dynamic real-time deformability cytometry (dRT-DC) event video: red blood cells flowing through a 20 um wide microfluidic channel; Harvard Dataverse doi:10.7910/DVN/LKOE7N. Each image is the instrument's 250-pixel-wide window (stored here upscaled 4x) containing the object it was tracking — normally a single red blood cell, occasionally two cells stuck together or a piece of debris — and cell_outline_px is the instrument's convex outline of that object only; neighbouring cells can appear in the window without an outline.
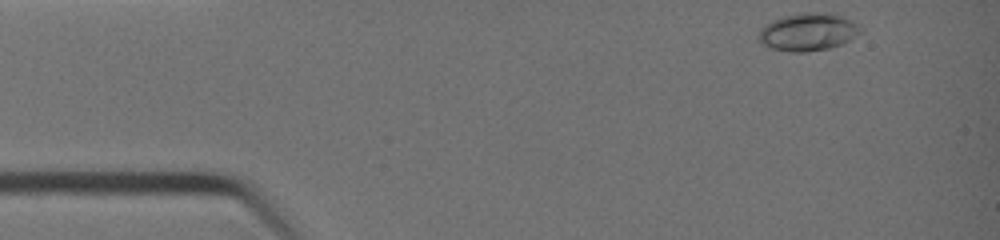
{"species": "common noctule bat (a hibernating species)", "species_latin": "Nyctalus noctula", "temperature_condition": "warm", "stored_images_in_passage": 32, "camera_frame_rate_fps": 3000, "um_per_image_px": 0.085, "animal": {"sex": "female", "body_mass_g": 19.0, "forearm_length_mm": 51.5}, "frame": {"image": 1, "passage_image": 1, "time_ms": 0.0, "image_size_px": [1000, 240], "cell_outline_px": [[860, 32], [844, 44], [828, 48], [808, 52], [788, 52], [764, 48], [760, 44], [760, 28], [764, 24], [780, 16], [800, 12], [832, 12], [852, 20], [860, 24]], "centroid_in_image_um": [68.65, 2.71], "position_along_channel_um": 16.4, "area_um2": 23.0}}
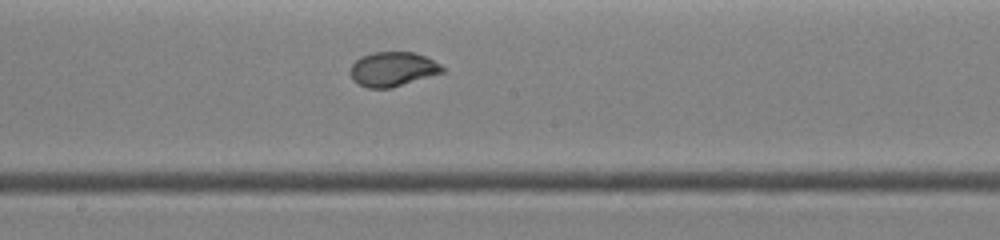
{"frame": {"image": 2, "passage_image": 19, "time_ms": 6.0, "image_size_px": [1000, 240], "cell_outline_px": [[448, 68], [444, 72], [392, 88], [368, 88], [352, 80], [348, 72], [352, 64], [360, 56], [372, 52], [412, 52], [424, 56]], "centroid_in_image_um": [33.37, 5.88], "position_along_channel_um": 214.8, "area_um2": 18.67}}
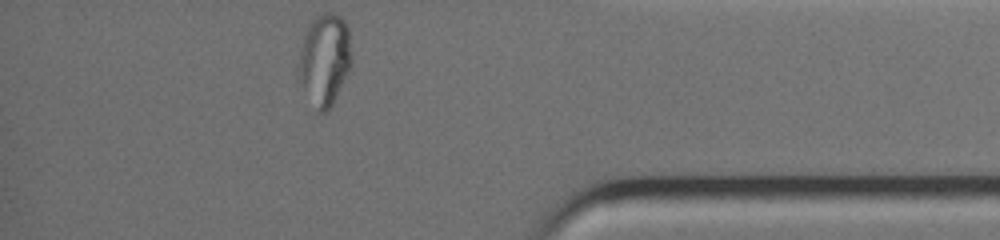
{"frame": {"image": 3, "passage_image": 32, "time_ms": 10.333, "image_size_px": [1000, 240], "cell_outline_px": [[352, 64], [332, 104], [324, 112], [316, 112], [304, 88], [296, 68], [300, 48], [304, 32], [308, 24], [320, 12], [336, 12], [344, 20], [348, 28], [352, 60]], "centroid_in_image_um": [27.58, 5.0], "position_along_channel_um": 407.6, "area_um2": 28.55}}